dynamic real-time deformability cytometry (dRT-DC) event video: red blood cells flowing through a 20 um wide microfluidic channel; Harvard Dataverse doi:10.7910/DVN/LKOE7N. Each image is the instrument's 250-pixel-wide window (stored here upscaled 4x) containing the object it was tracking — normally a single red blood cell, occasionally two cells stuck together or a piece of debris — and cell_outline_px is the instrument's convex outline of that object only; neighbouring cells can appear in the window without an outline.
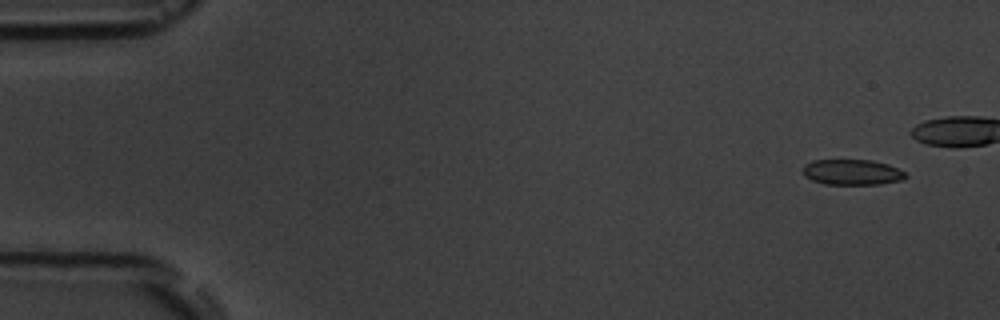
{"species": "common noctule bat (a hibernating species)", "species_latin": "Nyctalus noctula", "temperature_condition": "room temperature", "stored_images_in_passage": 6, "camera_frame_rate_fps": 3000, "um_per_image_px": 0.085, "animal": {"sex": "male", "body_mass_g": 19.5, "forearm_length_mm": 54.6}, "frame": {"image": 1, "passage_image": 1, "time_ms": 0.0, "image_size_px": [1000, 320], "cell_outline_px": [[908, 176], [904, 180], [880, 184], [824, 184], [812, 180], [804, 176], [804, 164], [812, 160], [872, 160], [888, 164], [904, 172]], "centroid_in_image_um": [72.44, 14.63], "position_along_channel_um": 12.6, "area_um2": 15.32}}
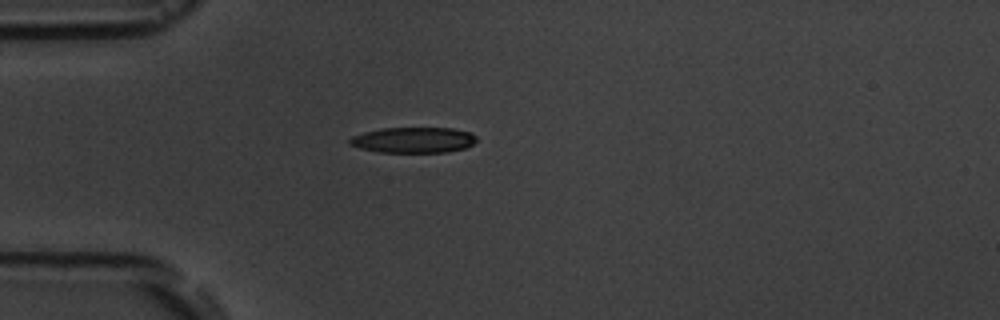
{"frame": {"image": 2, "passage_image": 6, "time_ms": 5.667, "image_size_px": [1000, 320], "cell_outline_px": [[476, 140], [472, 144], [464, 148], [448, 152], [380, 152], [360, 148], [348, 144], [348, 140], [352, 136], [364, 132], [380, 128], [452, 128], [472, 132], [476, 136]], "centroid_in_image_um": [35.13, 11.89], "position_along_channel_um": 49.9, "area_um2": 19.02}}